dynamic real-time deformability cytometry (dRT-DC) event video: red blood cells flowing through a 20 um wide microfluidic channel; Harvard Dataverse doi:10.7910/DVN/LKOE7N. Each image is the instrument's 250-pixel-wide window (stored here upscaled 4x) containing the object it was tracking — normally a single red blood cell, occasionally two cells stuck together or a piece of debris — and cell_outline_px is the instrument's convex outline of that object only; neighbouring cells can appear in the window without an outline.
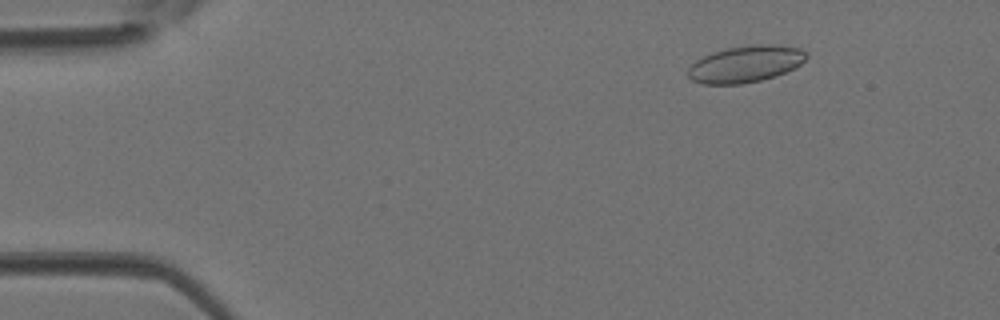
{"species": "Egyptian fruit bat (a non-hibernating species)", "species_latin": "Rousettus aegyptiacus", "temperature_condition": "room temperature", "stored_images_in_passage": 44, "camera_frame_rate_fps": 3000, "um_per_image_px": 0.085, "animal": {"sex": "female"}, "frame": {"image": 1, "passage_image": 6, "time_ms": 1.667, "image_size_px": [1000, 320], "cell_outline_px": [[808, 56], [796, 68], [760, 80], [740, 84], [700, 84], [692, 80], [688, 76], [688, 68], [696, 60], [712, 52], [728, 48], [752, 44], [772, 44], [800, 48]], "centroid_in_image_um": [63.35, 5.44], "position_along_channel_um": 21.7, "area_um2": 25.14}}
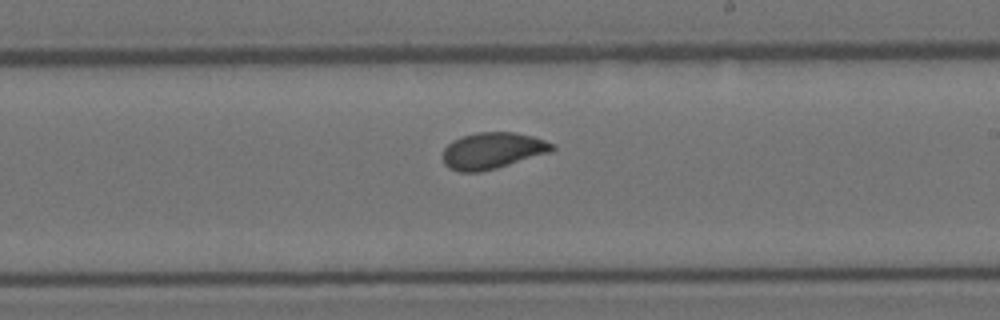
{"frame": {"image": 2, "passage_image": 26, "time_ms": 8.333, "image_size_px": [1000, 320], "cell_outline_px": [[556, 148], [552, 152], [496, 168], [480, 172], [460, 172], [448, 168], [444, 164], [444, 148], [452, 140], [460, 136], [476, 132], [516, 132], [532, 136], [556, 144]], "centroid_in_image_um": [41.88, 12.8], "position_along_channel_um": 247.1, "area_um2": 23.41}}
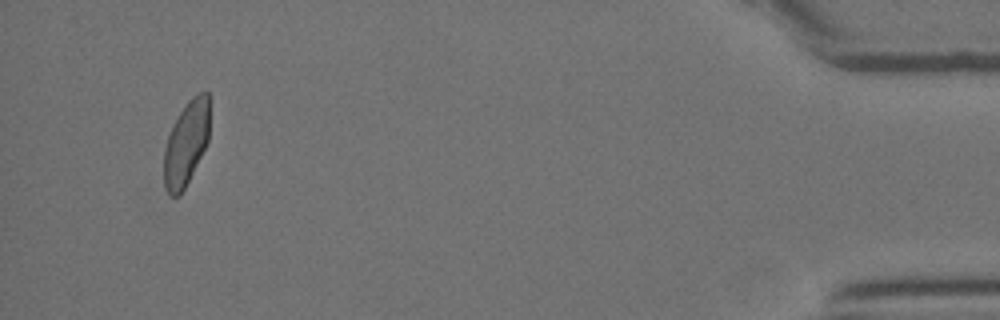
{"frame": {"image": 3, "passage_image": 42, "time_ms": 13.667, "image_size_px": [1000, 320], "cell_outline_px": [[208, 140], [180, 196], [168, 196], [164, 188], [164, 148], [172, 124], [188, 100], [196, 92], [204, 88], [208, 92]], "centroid_in_image_um": [15.8, 12.15], "position_along_channel_um": 419.4, "area_um2": 22.37}}